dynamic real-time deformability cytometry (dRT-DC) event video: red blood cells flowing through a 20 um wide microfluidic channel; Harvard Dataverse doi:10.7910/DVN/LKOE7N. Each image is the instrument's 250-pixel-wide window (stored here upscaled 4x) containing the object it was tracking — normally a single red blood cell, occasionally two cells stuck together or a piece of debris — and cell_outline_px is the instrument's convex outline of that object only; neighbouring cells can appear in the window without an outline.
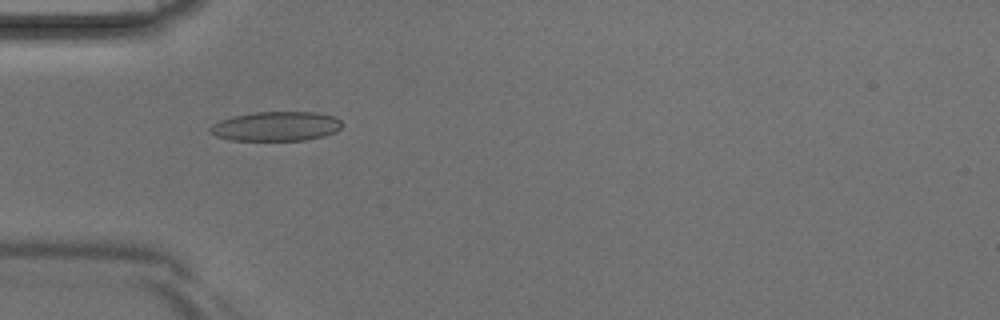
{"species": "Egyptian fruit bat (a non-hibernating species)", "species_latin": "Rousettus aegyptiacus", "temperature_condition": "room temperature", "stored_images_in_passage": 3, "camera_frame_rate_fps": 3000, "um_per_image_px": 0.085, "animal": {"sex": "male"}, "frame": {"image": 1, "passage_image": 3, "time_ms": 0.667, "image_size_px": [1000, 320], "cell_outline_px": [[344, 124], [336, 132], [324, 136], [304, 140], [232, 140], [216, 136], [208, 132], [208, 128], [212, 124], [220, 120], [232, 116], [252, 112], [316, 112], [336, 116]], "centroid_in_image_um": [23.47, 10.72], "position_along_channel_um": 61.5, "area_um2": 22.89}}